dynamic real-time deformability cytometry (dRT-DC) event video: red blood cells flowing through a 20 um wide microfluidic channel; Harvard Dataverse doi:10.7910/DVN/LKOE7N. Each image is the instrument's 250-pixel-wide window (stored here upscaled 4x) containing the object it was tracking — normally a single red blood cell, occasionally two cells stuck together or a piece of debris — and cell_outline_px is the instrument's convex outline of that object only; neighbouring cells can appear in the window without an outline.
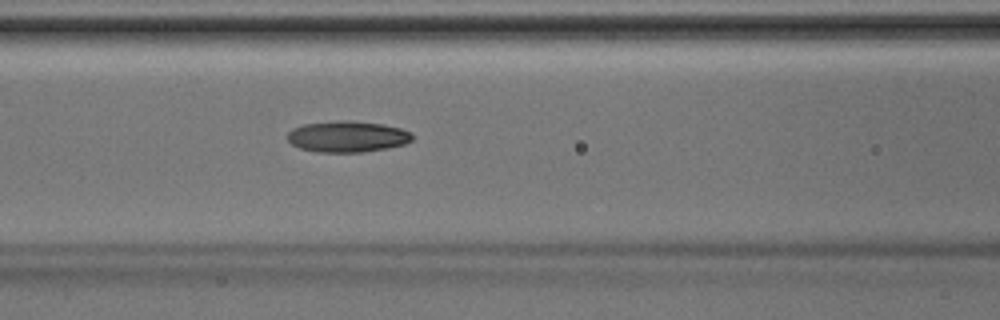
{"species": "Egyptian fruit bat (a non-hibernating species)", "species_latin": "Rousettus aegyptiacus", "temperature_condition": "room temperature", "stored_images_in_passage": 36, "camera_frame_rate_fps": 3000, "um_per_image_px": 0.085, "animal": {"sex": "male"}, "frame": {"image": 1, "passage_image": 16, "time_ms": 5.0, "image_size_px": [1000, 320], "cell_outline_px": [[416, 136], [412, 140], [404, 144], [384, 148], [360, 152], [316, 152], [300, 148], [292, 144], [288, 140], [288, 132], [292, 128], [304, 124], [336, 120], [348, 120], [384, 124], [400, 128], [412, 132]], "centroid_in_image_um": [29.54, 11.59], "position_along_channel_um": 137.1, "area_um2": 22.77}}